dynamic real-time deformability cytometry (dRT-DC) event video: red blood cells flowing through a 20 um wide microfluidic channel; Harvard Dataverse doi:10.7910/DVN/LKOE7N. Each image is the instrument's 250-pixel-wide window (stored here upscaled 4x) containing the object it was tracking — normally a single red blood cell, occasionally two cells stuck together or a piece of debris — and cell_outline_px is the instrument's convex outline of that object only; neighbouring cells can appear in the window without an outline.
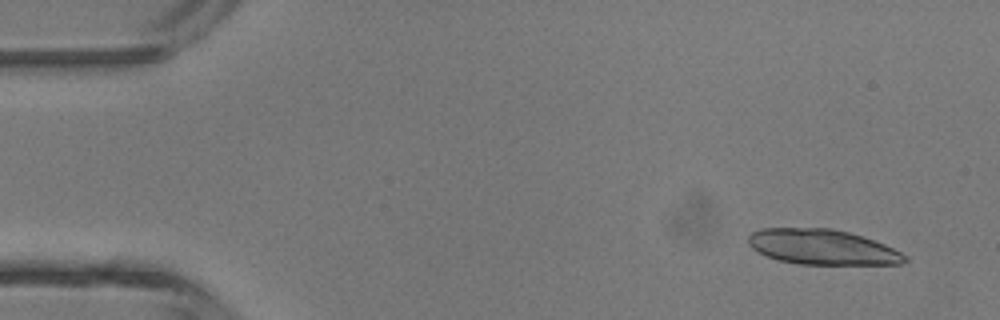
{"species": "common noctule bat (a hibernating species)", "species_latin": "Nyctalus noctula", "temperature_condition": "room temperature", "stored_images_in_passage": 3, "camera_frame_rate_fps": 3000, "um_per_image_px": 0.085, "animal": {"sex": "male", "body_mass_g": 13.3}, "frame": {"image": 1, "passage_image": 1, "time_ms": 0.0, "image_size_px": [1000, 320], "cell_outline_px": [[908, 260], [900, 264], [800, 264], [776, 260], [752, 248], [748, 244], [748, 236], [752, 232], [760, 228], [832, 228], [848, 232], [884, 244], [908, 256]], "centroid_in_image_um": [69.87, 21.0], "position_along_channel_um": 15.1, "area_um2": 31.96}}